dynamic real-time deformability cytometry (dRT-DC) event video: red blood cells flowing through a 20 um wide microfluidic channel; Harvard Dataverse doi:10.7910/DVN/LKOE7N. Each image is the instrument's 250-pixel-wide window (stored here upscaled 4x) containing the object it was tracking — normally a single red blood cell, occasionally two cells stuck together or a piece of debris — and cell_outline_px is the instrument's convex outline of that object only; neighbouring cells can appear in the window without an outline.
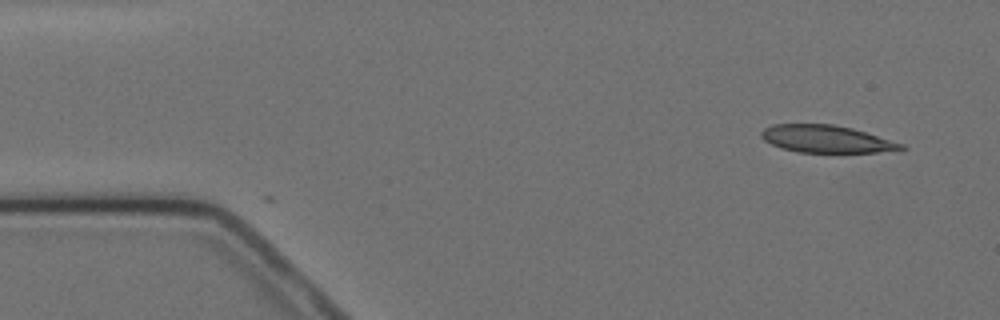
{"species": "Egyptian fruit bat (a non-hibernating species)", "species_latin": "Rousettus aegyptiacus", "temperature_condition": "cold", "stored_images_in_passage": 2, "camera_frame_rate_fps": 3000, "um_per_image_px": 0.085, "animal": {"sex": "female"}, "frame": {"image": 1, "passage_image": 2, "time_ms": 1.0, "image_size_px": [1000, 320], "cell_outline_px": [[908, 148], [876, 152], [800, 152], [784, 148], [772, 144], [764, 140], [760, 136], [760, 132], [764, 128], [772, 124], [832, 124], [852, 128], [904, 144]], "centroid_in_image_um": [70.21, 11.8], "position_along_channel_um": 14.8, "area_um2": 22.02}}